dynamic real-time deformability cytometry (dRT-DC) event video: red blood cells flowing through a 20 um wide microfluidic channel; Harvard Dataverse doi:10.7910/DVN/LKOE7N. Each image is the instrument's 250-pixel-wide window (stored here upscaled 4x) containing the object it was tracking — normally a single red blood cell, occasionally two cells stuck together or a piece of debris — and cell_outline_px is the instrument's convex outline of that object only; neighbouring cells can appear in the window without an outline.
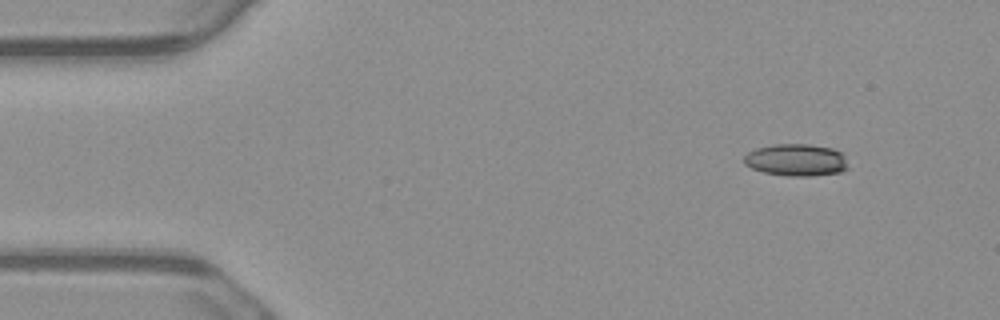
{"species": "common noctule bat (a hibernating species)", "species_latin": "Nyctalus noctula", "temperature_condition": "warm", "stored_images_in_passage": 5, "camera_frame_rate_fps": 3000, "um_per_image_px": 0.085, "animal": {"sex": "male", "body_mass_g": 23.1, "forearm_length_mm": 52.7}, "frame": {"image": 1, "passage_image": 1, "time_ms": 0.0, "image_size_px": [1000, 320], "cell_outline_px": [[848, 168], [840, 172], [812, 176], [788, 176], [764, 172], [752, 168], [744, 164], [744, 156], [748, 152], [756, 148], [772, 144], [808, 144], [832, 148], [840, 152], [844, 156]], "centroid_in_image_um": [67.66, 13.59], "position_along_channel_um": 17.3, "area_um2": 19.48}}
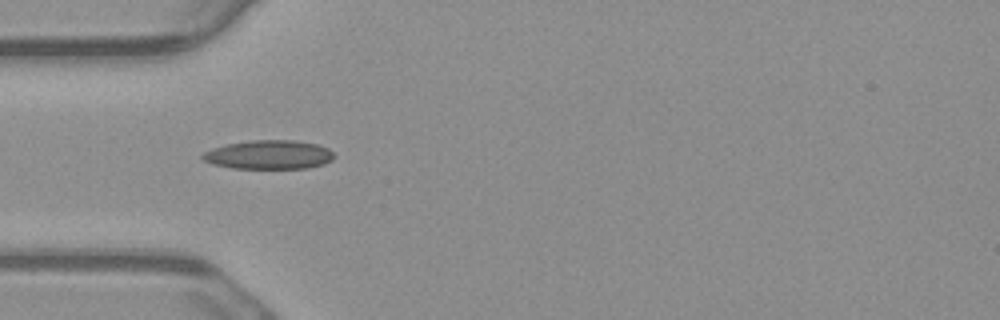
{"frame": {"image": 2, "passage_image": 4, "time_ms": 1.0, "image_size_px": [1000, 320], "cell_outline_px": [[336, 156], [332, 160], [324, 164], [308, 168], [232, 168], [212, 164], [204, 160], [200, 156], [204, 152], [212, 148], [224, 144], [252, 140], [296, 140], [316, 144], [328, 148]], "centroid_in_image_um": [22.85, 13.14], "position_along_channel_um": 62.1, "area_um2": 22.31}}
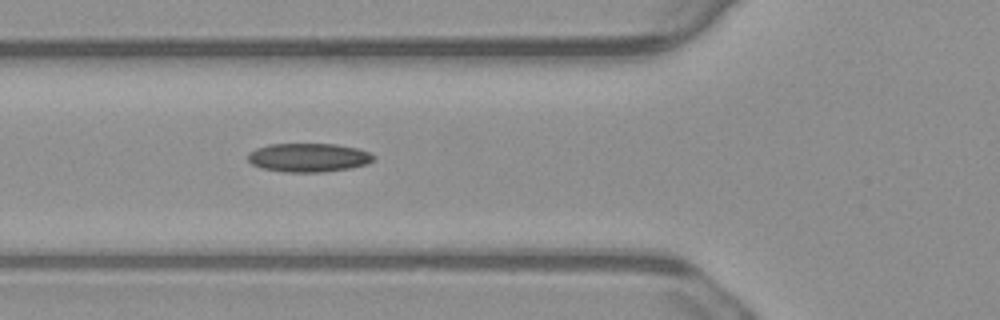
{"frame": {"image": 3, "passage_image": 5, "time_ms": 1.333, "image_size_px": [1000, 320], "cell_outline_px": [[376, 156], [368, 164], [352, 168], [324, 172], [284, 172], [260, 168], [252, 164], [248, 160], [248, 152], [256, 148], [268, 144], [336, 144], [356, 148], [368, 152]], "centroid_in_image_um": [26.21, 13.4], "position_along_channel_um": 99.6, "area_um2": 21.21}}